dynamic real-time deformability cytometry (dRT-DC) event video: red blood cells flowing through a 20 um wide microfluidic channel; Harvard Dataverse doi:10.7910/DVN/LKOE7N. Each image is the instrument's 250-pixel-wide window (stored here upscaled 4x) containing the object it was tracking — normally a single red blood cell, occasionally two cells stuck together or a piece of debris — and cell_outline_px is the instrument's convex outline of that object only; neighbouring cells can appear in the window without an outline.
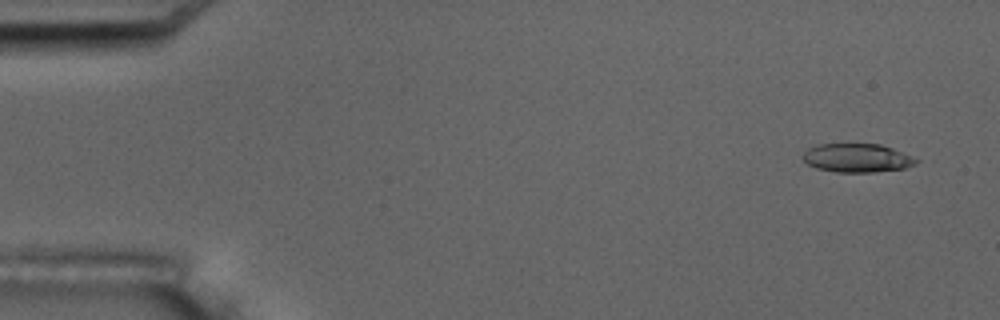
{"species": "common noctule bat (a hibernating species)", "species_latin": "Nyctalus noctula", "temperature_condition": "room temperature", "stored_images_in_passage": 6, "camera_frame_rate_fps": 3000, "um_per_image_px": 0.085, "animal": {"sex": "male", "body_mass_g": 17.5, "forearm_length_mm": 52.3}, "frame": {"image": 1, "passage_image": 2, "time_ms": 1.0, "image_size_px": [1000, 320], "cell_outline_px": [[920, 160], [916, 164], [904, 168], [872, 172], [836, 172], [816, 168], [808, 164], [804, 160], [804, 152], [808, 148], [816, 144], [880, 144], [892, 148]], "centroid_in_image_um": [72.84, 13.42], "position_along_channel_um": 12.2, "area_um2": 18.79}}